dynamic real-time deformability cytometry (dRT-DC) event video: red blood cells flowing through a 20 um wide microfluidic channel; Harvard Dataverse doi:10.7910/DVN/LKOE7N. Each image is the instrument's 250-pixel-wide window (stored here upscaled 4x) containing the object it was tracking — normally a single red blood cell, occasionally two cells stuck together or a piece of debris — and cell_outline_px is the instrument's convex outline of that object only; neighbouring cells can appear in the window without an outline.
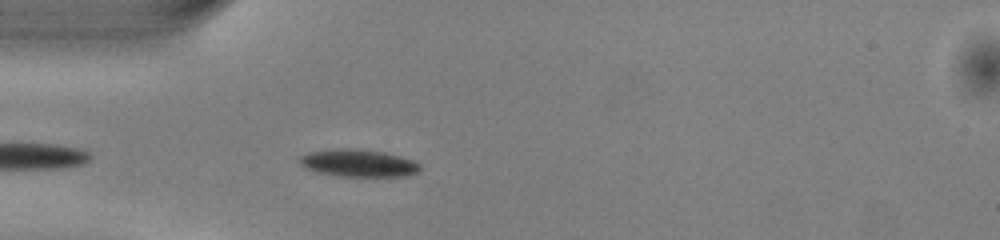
{"species": "common noctule bat (a hibernating species)", "species_latin": "Nyctalus noctula", "temperature_condition": "warm", "stored_images_in_passage": 6, "camera_frame_rate_fps": 3000, "um_per_image_px": 0.085, "animal": {"sex": "male", "body_mass_g": 13.0, "forearm_length_mm": 53.1}, "frame": {"image": 1, "passage_image": 3, "time_ms": 0.667, "image_size_px": [1000, 240], "cell_outline_px": [[420, 172], [408, 176], [340, 176], [316, 172], [304, 168], [296, 160], [300, 156], [308, 152], [340, 148], [360, 148], [384, 152], [400, 156], [412, 160], [420, 164]], "centroid_in_image_um": [30.44, 13.86], "position_along_channel_um": 54.6, "area_um2": 19.54}}